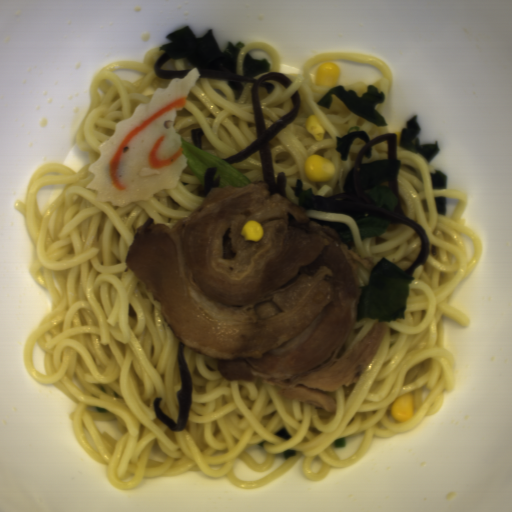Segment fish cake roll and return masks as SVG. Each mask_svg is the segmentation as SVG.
Returning a JSON list of instances; mask_svg holds the SVG:
<instances>
[{"mask_svg":"<svg viewBox=\"0 0 512 512\" xmlns=\"http://www.w3.org/2000/svg\"><path fill=\"white\" fill-rule=\"evenodd\" d=\"M200 76L193 67L183 79L158 86L149 103L141 102L129 118L115 123L113 135L97 147L99 158L88 166L94 178L84 188L97 192L95 204L123 208L178 187L188 158L174 122Z\"/></svg>","mask_w":512,"mask_h":512,"instance_id":"14b837c1","label":"fish cake roll"}]
</instances>
